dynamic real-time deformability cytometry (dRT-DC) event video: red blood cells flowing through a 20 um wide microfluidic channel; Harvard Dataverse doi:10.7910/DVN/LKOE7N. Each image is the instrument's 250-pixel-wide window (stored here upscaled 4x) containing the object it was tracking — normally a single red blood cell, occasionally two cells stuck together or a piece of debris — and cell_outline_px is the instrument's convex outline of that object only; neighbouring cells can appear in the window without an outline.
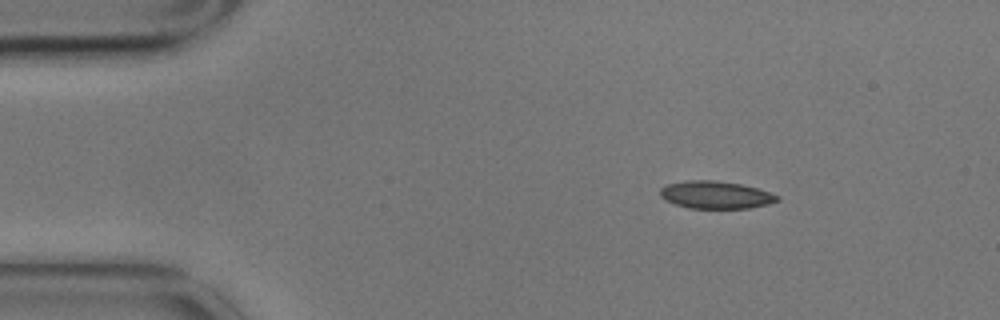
{"species": "common noctule bat (a hibernating species)", "species_latin": "Nyctalus noctula", "temperature_condition": "cold", "stored_images_in_passage": 4, "camera_frame_rate_fps": 3000, "um_per_image_px": 0.085, "animal": {"sex": "male", "body_mass_g": 17.9}, "frame": {"image": 1, "passage_image": 2, "time_ms": 0.333, "image_size_px": [1000, 320], "cell_outline_px": [[780, 200], [768, 204], [748, 208], [688, 208], [664, 200], [660, 196], [660, 188], [668, 184], [688, 180], [716, 180], [740, 184], [756, 188], [780, 196]], "centroid_in_image_um": [60.82, 16.56], "position_along_channel_um": 24.2, "area_um2": 18.73}}
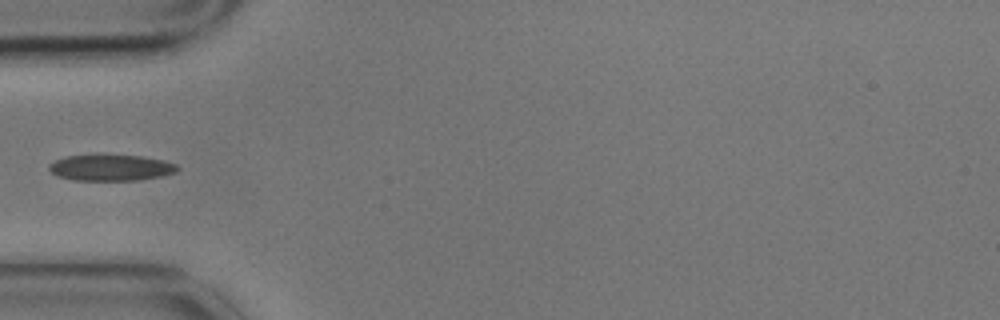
{"frame": {"image": 2, "passage_image": 4, "time_ms": 1.0, "image_size_px": [1000, 320], "cell_outline_px": [[180, 168], [176, 172], [160, 176], [136, 180], [72, 180], [56, 176], [48, 168], [48, 164], [64, 156], [96, 152], [100, 152], [140, 156], [164, 160], [176, 164]], "centroid_in_image_um": [9.36, 14.2], "position_along_channel_um": 75.6, "area_um2": 20.4}}